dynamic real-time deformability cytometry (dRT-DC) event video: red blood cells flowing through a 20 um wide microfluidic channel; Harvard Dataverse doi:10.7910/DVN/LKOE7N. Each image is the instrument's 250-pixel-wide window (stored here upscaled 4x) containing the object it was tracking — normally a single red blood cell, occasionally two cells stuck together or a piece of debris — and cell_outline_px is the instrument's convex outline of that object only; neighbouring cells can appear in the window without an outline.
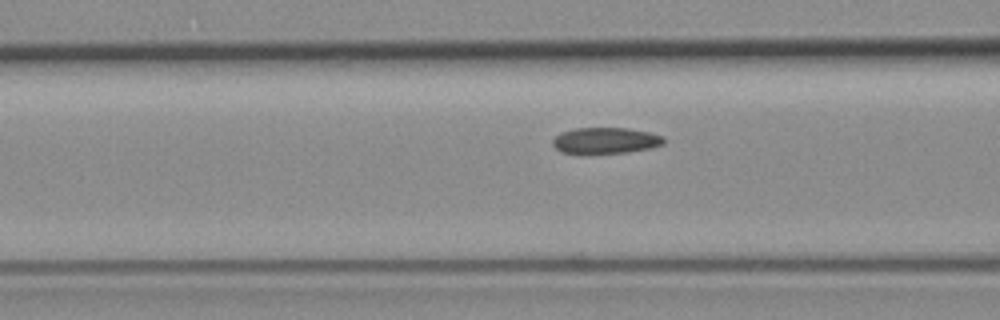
{"species": "common noctule bat (a hibernating species)", "species_latin": "Nyctalus noctula", "temperature_condition": "room temperature", "stored_images_in_passage": 41, "camera_frame_rate_fps": 3000, "um_per_image_px": 0.085, "animal": {"sex": "female", "body_mass_g": 19.3, "forearm_length_mm": 54.1}, "frame": {"image": 1, "passage_image": 4, "time_ms": 1.0, "image_size_px": [1000, 320], "cell_outline_px": [[664, 144], [652, 148], [628, 152], [560, 152], [552, 144], [552, 140], [560, 132], [576, 128], [628, 128], [648, 132], [664, 136]], "centroid_in_image_um": [51.5, 11.92], "position_along_channel_um": 115.1, "area_um2": 16.65}}
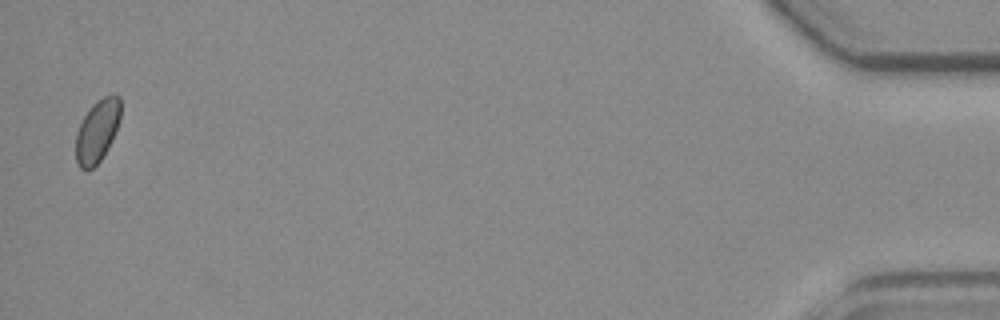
{"frame": {"image": 2, "passage_image": 40, "time_ms": 13.0, "image_size_px": [1000, 320], "cell_outline_px": [[120, 120], [112, 140], [108, 148], [100, 160], [92, 168], [80, 168], [76, 160], [76, 132], [84, 116], [92, 104], [104, 96], [120, 96]], "centroid_in_image_um": [8.26, 11.13], "position_along_channel_um": 426.9, "area_um2": 16.07}}